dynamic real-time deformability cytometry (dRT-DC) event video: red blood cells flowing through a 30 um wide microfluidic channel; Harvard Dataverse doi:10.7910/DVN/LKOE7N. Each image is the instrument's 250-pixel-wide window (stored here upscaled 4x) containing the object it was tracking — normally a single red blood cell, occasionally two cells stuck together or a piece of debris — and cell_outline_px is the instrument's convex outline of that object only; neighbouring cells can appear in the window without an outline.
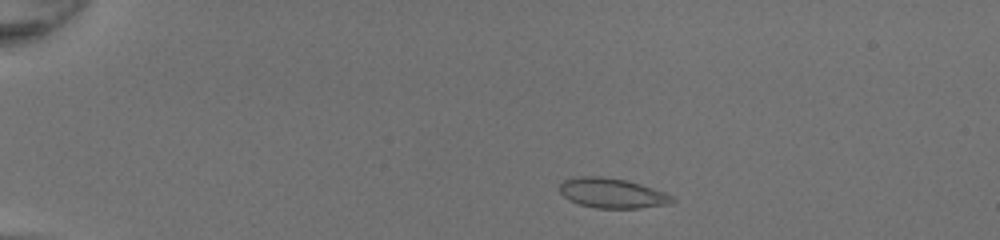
{"species": "common noctule bat (a hibernating species)", "species_latin": "Nyctalus noctula", "temperature_condition": "room temperature", "stored_images_in_passage": 43, "camera_frame_rate_fps": 3000, "um_per_image_px": 0.085, "animal": {"sex": "female", "body_mass_g": 20.0, "forearm_length_mm": 54.0}, "frame": {"image": 1, "passage_image": 4, "time_ms": 1.0, "image_size_px": [1000, 240], "cell_outline_px": [[676, 200], [668, 204], [640, 208], [596, 208], [580, 204], [568, 200], [560, 192], [560, 184], [564, 180], [576, 176], [600, 176], [628, 180], [664, 192], [672, 196]], "centroid_in_image_um": [52.02, 16.41], "position_along_channel_um": 33.0, "area_um2": 19.59}}
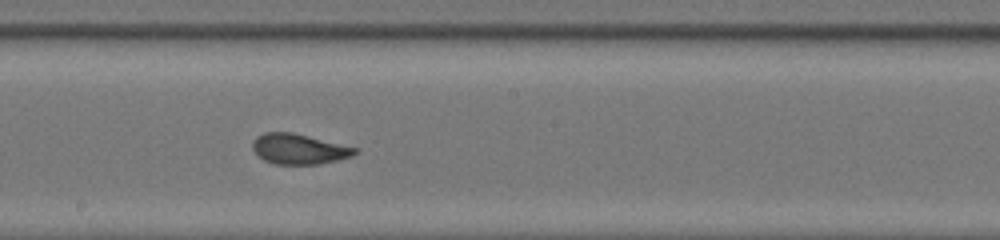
{"frame": {"image": 2, "passage_image": 23, "time_ms": 7.333, "image_size_px": [1000, 240], "cell_outline_px": [[360, 152], [352, 156], [320, 164], [276, 164], [264, 160], [252, 148], [252, 144], [256, 136], [264, 132], [292, 132], [360, 148]], "centroid_in_image_um": [25.46, 12.66], "position_along_channel_um": 222.7, "area_um2": 18.15}}
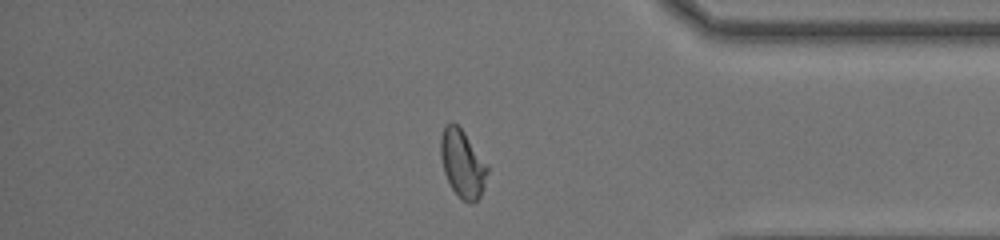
{"frame": {"image": 3, "passage_image": 36, "time_ms": 11.667, "image_size_px": [1000, 240], "cell_outline_px": [[488, 172], [484, 188], [480, 196], [472, 204], [468, 204], [452, 188], [444, 172], [440, 156], [440, 136], [444, 124], [452, 120], [464, 132], [488, 164]], "centroid_in_image_um": [39.31, 13.87], "position_along_channel_um": 395.9, "area_um2": 18.61}, "authors_computed_cell_mechanics": {"area_um2": 18.4382, "velocity_mm_per_s": 4.3198, "shape_relaxation_time_tau1_ms": 6.1809, "shape_relaxation_time_tau2_ms": null, "deformation_change_tau1": 0.1803, "deformation_change_tau2": null}}